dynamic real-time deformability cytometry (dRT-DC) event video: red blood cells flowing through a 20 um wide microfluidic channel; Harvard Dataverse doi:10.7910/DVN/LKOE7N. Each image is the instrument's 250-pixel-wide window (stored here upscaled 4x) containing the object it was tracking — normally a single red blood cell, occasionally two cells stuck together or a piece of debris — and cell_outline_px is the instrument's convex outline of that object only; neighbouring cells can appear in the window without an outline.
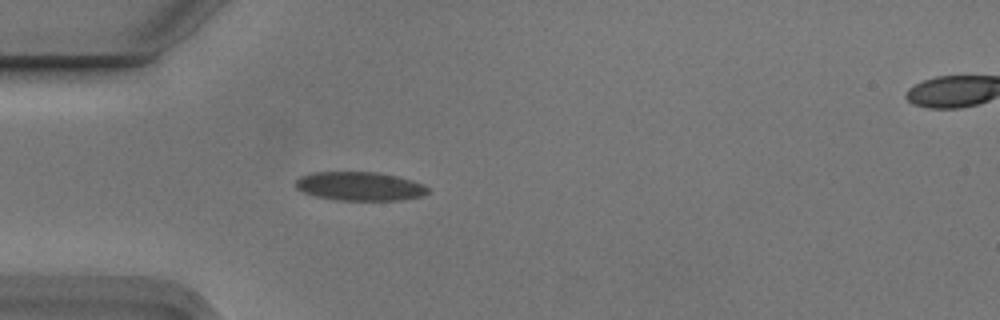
{"species": "Egyptian fruit bat (a non-hibernating species)", "species_latin": "Rousettus aegyptiacus", "temperature_condition": "cold", "stored_images_in_passage": 4, "segment_of_instrument_passage": [1, 2], "camera_frame_rate_fps": 3000, "um_per_image_px": 0.085, "animal": {"sex": "male"}, "frame": {"image": 1, "passage_image": 3, "time_ms": 0.667, "image_size_px": [1000, 320], "cell_outline_px": [[428, 192], [420, 196], [400, 200], [336, 200], [316, 196], [304, 192], [296, 188], [296, 180], [300, 176], [312, 172], [376, 172], [396, 176], [412, 180], [424, 184], [428, 188]], "centroid_in_image_um": [30.57, 15.83], "position_along_channel_um": 54.4, "area_um2": 22.08}}